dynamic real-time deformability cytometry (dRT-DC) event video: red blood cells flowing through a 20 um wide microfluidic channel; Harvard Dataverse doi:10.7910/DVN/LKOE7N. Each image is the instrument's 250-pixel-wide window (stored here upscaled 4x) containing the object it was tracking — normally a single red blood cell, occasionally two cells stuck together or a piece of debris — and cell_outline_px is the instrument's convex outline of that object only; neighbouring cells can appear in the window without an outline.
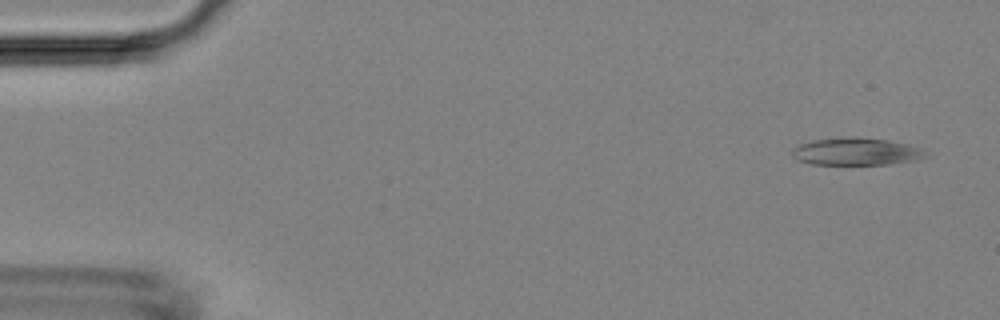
{"species": "Egyptian fruit bat (a non-hibernating species)", "species_latin": "Rousettus aegyptiacus", "temperature_condition": "room temperature", "stored_images_in_passage": 4, "camera_frame_rate_fps": 3000, "um_per_image_px": 0.085, "animal": {"sex": "female"}, "frame": {"image": 1, "passage_image": 1, "time_ms": 0.0, "image_size_px": [1000, 320], "cell_outline_px": [[928, 156], [916, 160], [888, 164], [812, 164], [796, 160], [792, 156], [792, 148], [796, 144], [812, 140], [840, 136], [856, 136], [888, 140], [908, 144], [924, 148]], "centroid_in_image_um": [72.75, 12.86], "position_along_channel_um": 12.3, "area_um2": 21.85}}
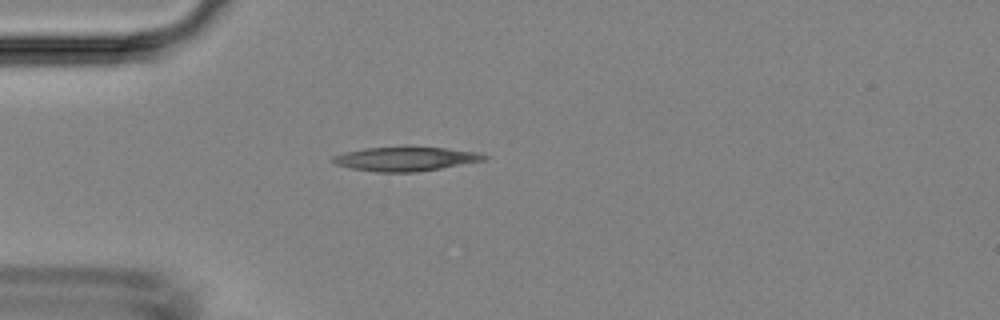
{"frame": {"image": 2, "passage_image": 4, "time_ms": 3.667, "image_size_px": [1000, 320], "cell_outline_px": [[488, 156], [484, 160], [440, 168], [416, 172], [376, 172], [352, 168], [336, 164], [332, 160], [332, 156], [344, 152], [364, 148], [444, 148], [480, 152]], "centroid_in_image_um": [34.46, 13.52], "position_along_channel_um": 50.5, "area_um2": 20.75}}